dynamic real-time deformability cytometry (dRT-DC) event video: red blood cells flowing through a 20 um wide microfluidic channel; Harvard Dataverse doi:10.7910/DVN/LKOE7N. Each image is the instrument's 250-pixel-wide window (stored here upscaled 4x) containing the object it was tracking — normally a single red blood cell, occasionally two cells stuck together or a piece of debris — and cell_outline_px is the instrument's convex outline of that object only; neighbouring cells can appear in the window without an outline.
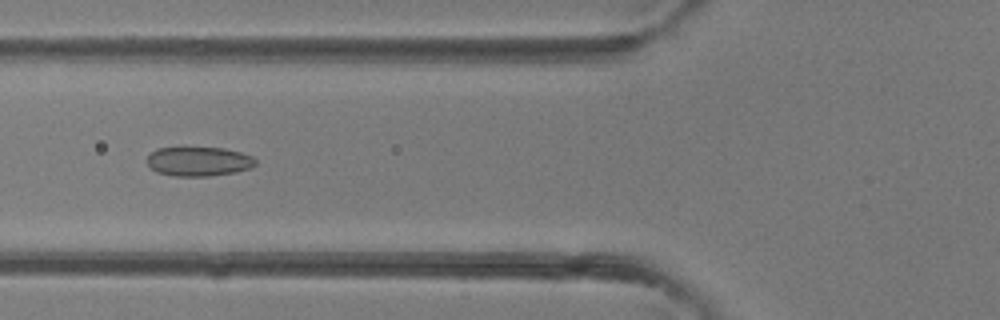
{"species": "common noctule bat (a hibernating species)", "species_latin": "Nyctalus noctula", "temperature_condition": "room temperature", "stored_images_in_passage": 32, "camera_frame_rate_fps": 3000, "um_per_image_px": 0.085, "animal": {"sex": "female"}, "frame": {"image": 1, "passage_image": 12, "time_ms": 3.667, "image_size_px": [1000, 320], "cell_outline_px": [[256, 164], [252, 168], [236, 172], [208, 176], [172, 176], [156, 172], [148, 164], [148, 156], [156, 148], [224, 148], [240, 152], [252, 156], [256, 160]], "centroid_in_image_um": [16.91, 13.73], "position_along_channel_um": 108.9, "area_um2": 18.5}}
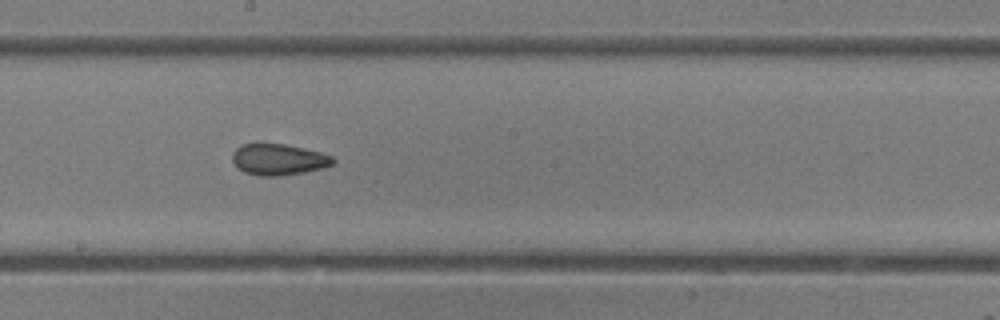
{"frame": {"image": 2, "passage_image": 19, "time_ms": 6.0, "image_size_px": [1000, 320], "cell_outline_px": [[336, 160], [332, 164], [324, 168], [304, 172], [276, 176], [260, 176], [244, 172], [232, 160], [232, 152], [240, 144], [284, 144], [304, 148], [320, 152], [332, 156]], "centroid_in_image_um": [23.68, 13.55], "position_along_channel_um": 224.5, "area_um2": 18.21}}
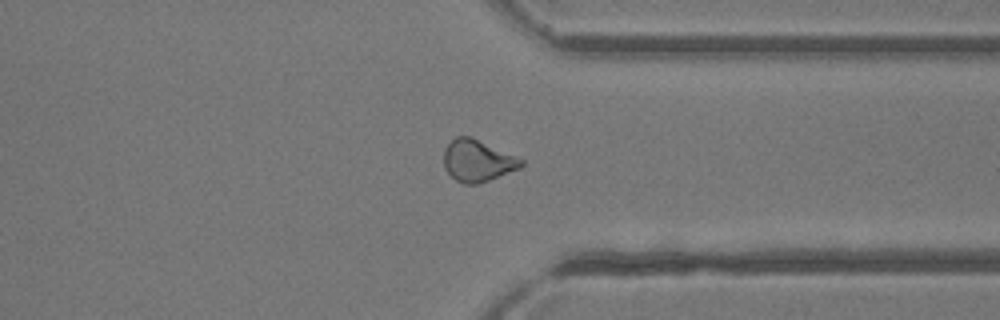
{"frame": {"image": 3, "passage_image": 28, "time_ms": 9.0, "image_size_px": [1000, 320], "cell_outline_px": [[524, 164], [520, 168], [488, 180], [476, 184], [464, 184], [456, 180], [444, 168], [444, 148], [456, 136], [468, 136], [516, 156], [524, 160]], "centroid_in_image_um": [40.58, 13.67], "position_along_channel_um": 370.8, "area_um2": 18.5}}